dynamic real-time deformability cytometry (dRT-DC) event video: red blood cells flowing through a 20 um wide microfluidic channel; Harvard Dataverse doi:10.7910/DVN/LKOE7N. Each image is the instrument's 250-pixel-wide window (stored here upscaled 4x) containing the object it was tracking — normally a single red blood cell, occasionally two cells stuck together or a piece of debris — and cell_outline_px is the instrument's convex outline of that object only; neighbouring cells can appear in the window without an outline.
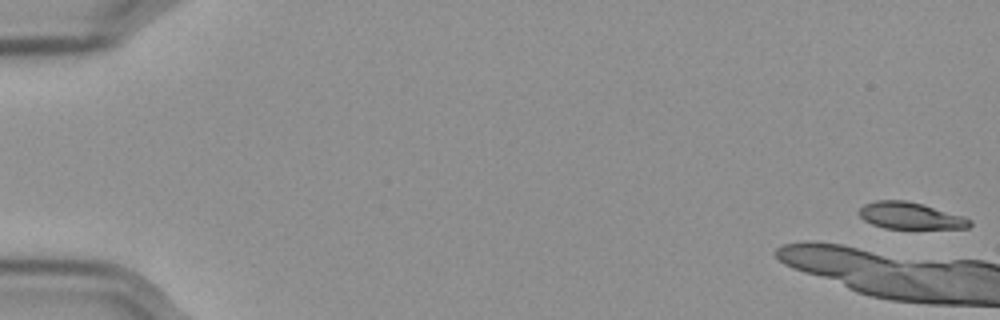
{"species": "Egyptian fruit bat (a non-hibernating species)", "species_latin": "Rousettus aegyptiacus", "temperature_condition": "cold", "stored_images_in_passage": 38, "camera_frame_rate_fps": 3000, "um_per_image_px": 0.085, "frame": {"image": 1, "passage_image": 1, "time_ms": 0.0, "image_size_px": [1000, 320], "cell_outline_px": [[972, 224], [968, 228], [884, 228], [872, 224], [864, 220], [856, 212], [864, 204], [876, 200], [904, 200], [920, 204], [964, 216], [972, 220]], "centroid_in_image_um": [77.35, 18.34], "position_along_channel_um": 7.7, "area_um2": 17.11}}